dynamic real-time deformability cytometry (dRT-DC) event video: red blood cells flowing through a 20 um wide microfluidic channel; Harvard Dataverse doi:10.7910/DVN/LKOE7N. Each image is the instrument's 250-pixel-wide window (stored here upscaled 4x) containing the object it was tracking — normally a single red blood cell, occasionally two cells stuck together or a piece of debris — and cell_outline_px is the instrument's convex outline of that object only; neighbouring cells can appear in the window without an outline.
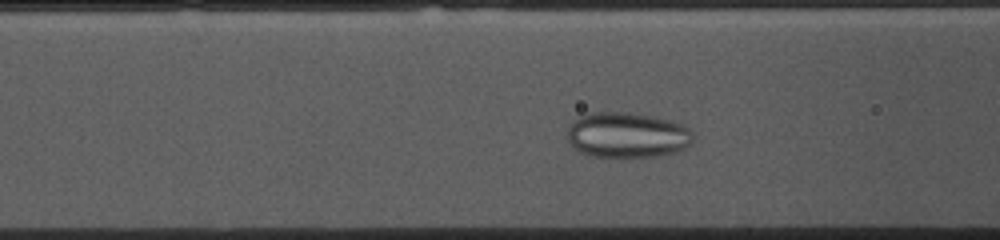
{"species": "common noctule bat (a hibernating species)", "species_latin": "Nyctalus noctula", "temperature_condition": "cold", "stored_images_in_passage": 40, "camera_frame_rate_fps": 3000, "um_per_image_px": 0.085, "animal": {"sex": "female", "body_mass_g": 10.0, "forearm_length_mm": 53.1}, "frame": {"image": 1, "passage_image": 15, "time_ms": 4.667, "image_size_px": [1000, 240], "cell_outline_px": [[692, 144], [676, 152], [660, 156], [588, 156], [580, 152], [568, 140], [568, 128], [572, 120], [588, 112], [628, 112], [652, 116], [672, 120], [684, 124], [692, 132]], "centroid_in_image_um": [53.32, 11.46], "position_along_channel_um": 113.3, "area_um2": 33.47}}
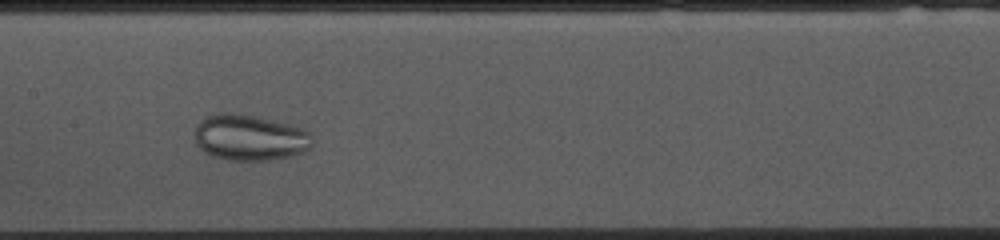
{"frame": {"image": 2, "passage_image": 21, "time_ms": 6.667, "image_size_px": [1000, 240], "cell_outline_px": [[312, 148], [304, 152], [292, 156], [268, 160], [228, 160], [212, 156], [204, 152], [196, 144], [196, 124], [200, 120], [216, 112], [228, 112], [256, 116], [304, 128], [308, 132], [312, 140]], "centroid_in_image_um": [21.23, 11.69], "position_along_channel_um": 186.2, "area_um2": 31.67}}
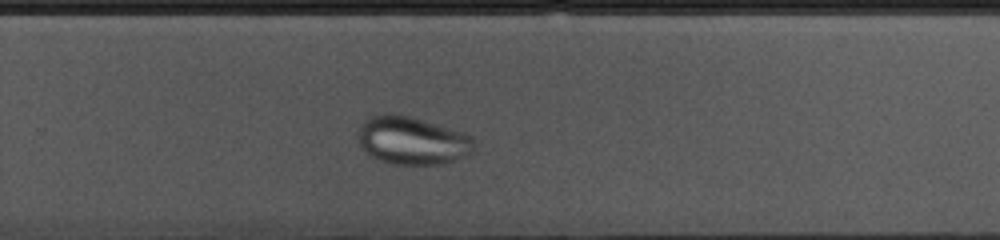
{"frame": {"image": 3, "passage_image": 30, "time_ms": 9.667, "image_size_px": [1000, 240], "cell_outline_px": [[476, 148], [472, 152], [452, 160], [440, 164], [392, 164], [380, 160], [372, 156], [360, 148], [356, 136], [360, 124], [364, 120], [372, 116], [384, 112], [388, 112], [408, 116], [424, 120], [464, 132], [472, 136], [476, 140]], "centroid_in_image_um": [35.01, 11.92], "position_along_channel_um": 294.8, "area_um2": 32.77}}